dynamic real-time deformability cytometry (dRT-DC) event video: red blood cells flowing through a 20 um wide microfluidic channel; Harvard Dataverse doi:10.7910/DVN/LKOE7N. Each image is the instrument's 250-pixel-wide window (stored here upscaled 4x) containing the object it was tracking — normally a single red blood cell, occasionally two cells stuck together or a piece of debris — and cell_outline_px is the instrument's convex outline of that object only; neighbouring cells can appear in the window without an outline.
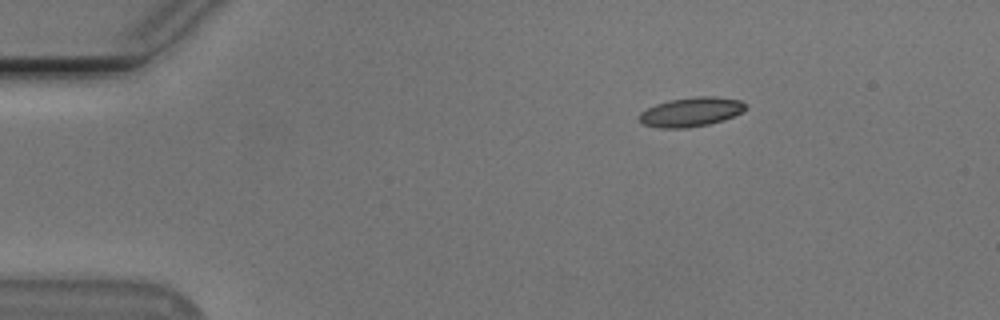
{"species": "Egyptian fruit bat (a non-hibernating species)", "species_latin": "Rousettus aegyptiacus", "temperature_condition": "cold", "stored_images_in_passage": 46, "camera_frame_rate_fps": 3000, "um_per_image_px": 0.085, "animal": {"sex": "male"}, "frame": {"image": 1, "passage_image": 1, "time_ms": 0.0, "image_size_px": [1000, 320], "cell_outline_px": [[748, 108], [724, 120], [708, 124], [688, 128], [660, 128], [644, 124], [640, 120], [640, 112], [656, 104], [668, 100], [696, 96], [712, 96], [740, 100], [748, 104]], "centroid_in_image_um": [58.76, 9.51], "position_along_channel_um": 26.2, "area_um2": 18.09}}
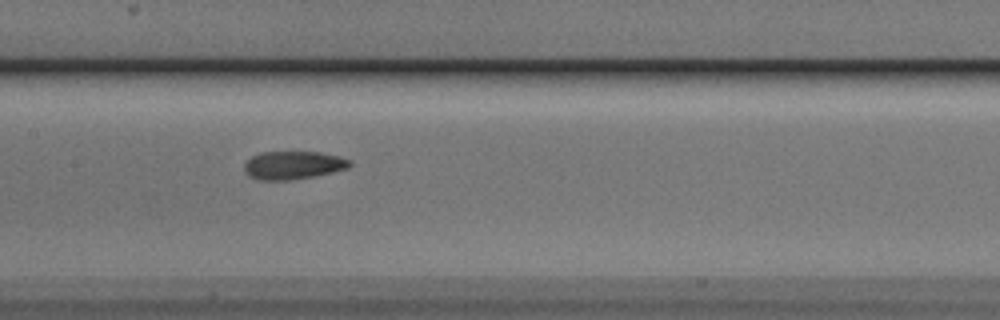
{"frame": {"image": 2, "passage_image": 19, "time_ms": 6.0, "image_size_px": [1000, 320], "cell_outline_px": [[352, 164], [348, 168], [332, 172], [312, 176], [284, 180], [264, 180], [248, 176], [244, 172], [244, 164], [252, 156], [260, 152], [320, 152], [340, 156], [352, 160]], "centroid_in_image_um": [24.93, 14.02], "position_along_channel_um": 182.5, "area_um2": 17.22}}
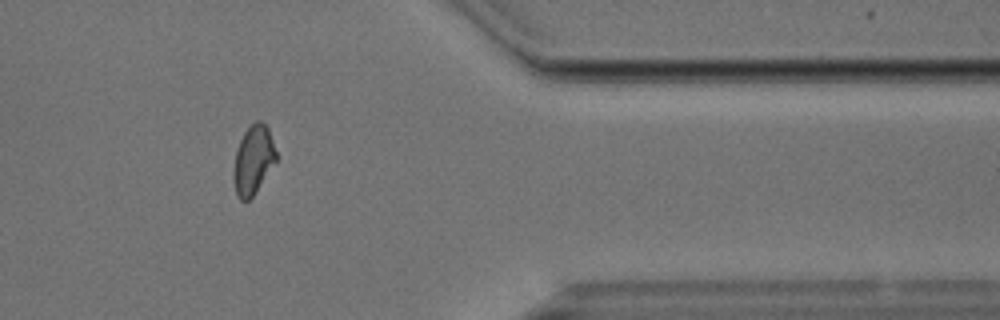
{"frame": {"image": 3, "passage_image": 37, "time_ms": 12.0, "image_size_px": [1000, 320], "cell_outline_px": [[276, 160], [252, 196], [248, 200], [240, 200], [236, 196], [232, 172], [236, 148], [244, 132], [256, 120], [260, 120], [268, 128], [276, 152]], "centroid_in_image_um": [21.48, 13.59], "position_along_channel_um": 389.9, "area_um2": 16.82}, "authors_computed_cell_mechanics": {"area_um2": 17.3689, "velocity_mm_per_s": 3.7797, "shape_relaxation_time_tau1_ms": null, "shape_relaxation_time_tau2_ms": 2.419, "deformation_change_tau1": null, "deformation_change_tau2": 0.0798}}